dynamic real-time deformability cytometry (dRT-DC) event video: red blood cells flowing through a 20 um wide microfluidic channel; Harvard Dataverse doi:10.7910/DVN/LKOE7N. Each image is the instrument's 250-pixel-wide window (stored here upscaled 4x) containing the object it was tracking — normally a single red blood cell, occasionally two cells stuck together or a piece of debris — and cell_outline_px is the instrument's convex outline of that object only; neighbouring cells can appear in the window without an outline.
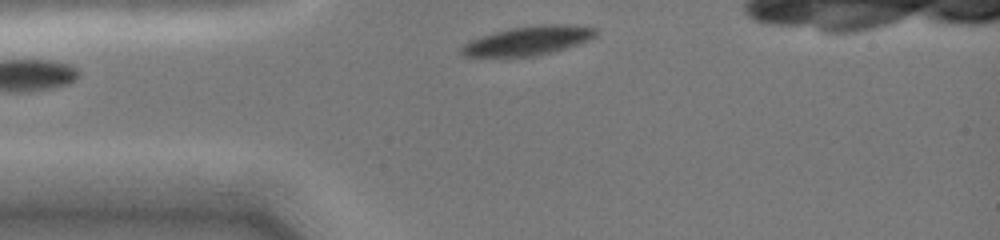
{"species": "common noctule bat (a hibernating species)", "species_latin": "Nyctalus noctula", "temperature_condition": "cold", "stored_images_in_passage": 6, "camera_frame_rate_fps": 3000, "um_per_image_px": 0.085, "animal": {"sex": "female", "body_mass_g": 19.0, "forearm_length_mm": 51.5}, "frame": {"image": 1, "passage_image": 1, "time_ms": 0.0, "image_size_px": [1000, 240], "cell_outline_px": [[600, 32], [596, 36], [588, 40], [564, 48], [536, 56], [464, 56], [460, 52], [460, 48], [464, 44], [480, 36], [492, 32], [512, 28], [544, 24], [568, 24], [596, 28]], "centroid_in_image_um": [44.91, 3.44], "position_along_channel_um": 40.1, "area_um2": 22.48}}
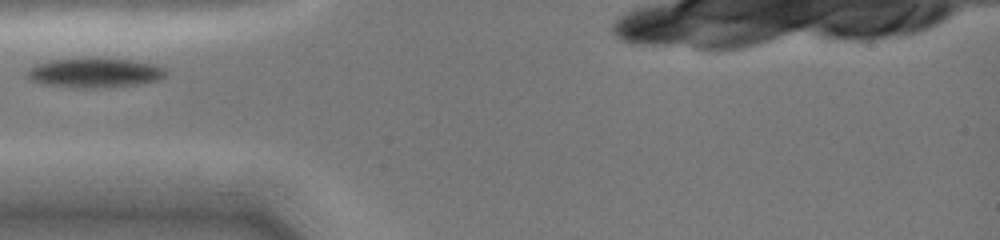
{"frame": {"image": 2, "passage_image": 3, "time_ms": 1.333, "image_size_px": [1000, 240], "cell_outline_px": [[164, 76], [156, 80], [136, 84], [108, 88], [72, 88], [40, 84], [32, 80], [28, 76], [28, 68], [36, 64], [48, 60], [92, 56], [132, 60], [156, 64], [164, 68]], "centroid_in_image_um": [8.0, 6.16], "position_along_channel_um": 77.0, "area_um2": 24.57}}
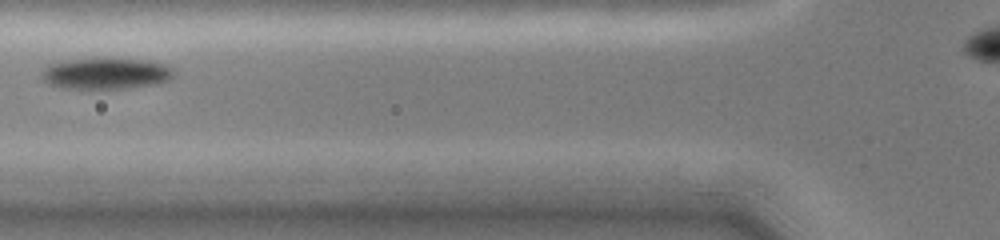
{"frame": {"image": 3, "passage_image": 5, "time_ms": 2.333, "image_size_px": [1000, 240], "cell_outline_px": [[172, 76], [168, 80], [156, 84], [124, 88], [64, 88], [48, 84], [44, 80], [40, 72], [44, 68], [52, 64], [68, 60], [96, 56], [116, 56], [148, 60], [164, 64], [172, 68]], "centroid_in_image_um": [9.0, 6.19], "position_along_channel_um": 116.8, "area_um2": 24.68}}